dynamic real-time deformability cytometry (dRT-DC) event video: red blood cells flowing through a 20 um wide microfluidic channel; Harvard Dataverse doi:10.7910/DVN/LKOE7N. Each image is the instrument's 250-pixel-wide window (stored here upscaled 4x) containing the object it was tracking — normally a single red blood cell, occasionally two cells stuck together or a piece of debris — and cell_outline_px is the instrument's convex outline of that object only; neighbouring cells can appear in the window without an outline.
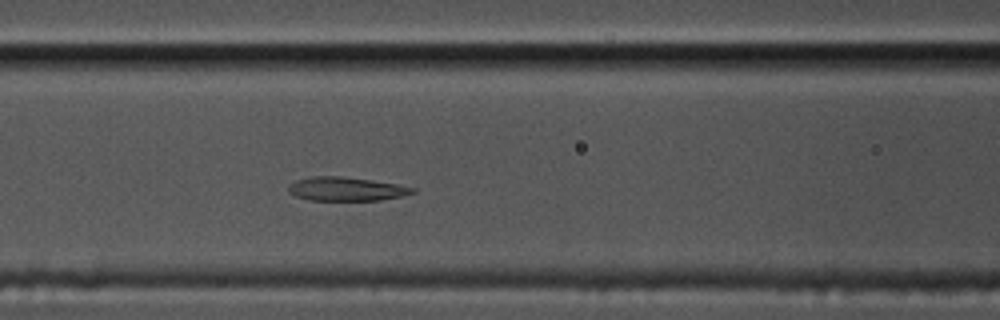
{"species": "common noctule bat (a hibernating species)", "species_latin": "Nyctalus noctula", "temperature_condition": "cold", "stored_images_in_passage": 47, "camera_frame_rate_fps": 3000, "um_per_image_px": 0.085, "animal": {"sex": "male", "body_mass_g": 17.5, "forearm_length_mm": 52.3}, "frame": {"image": 1, "passage_image": 13, "time_ms": 4.0, "image_size_px": [1000, 320], "cell_outline_px": [[416, 192], [404, 196], [380, 200], [308, 200], [296, 196], [288, 192], [288, 184], [296, 180], [312, 176], [340, 176], [396, 184], [416, 188]], "centroid_in_image_um": [29.41, 16.07], "position_along_channel_um": 137.2, "area_um2": 17.17}}
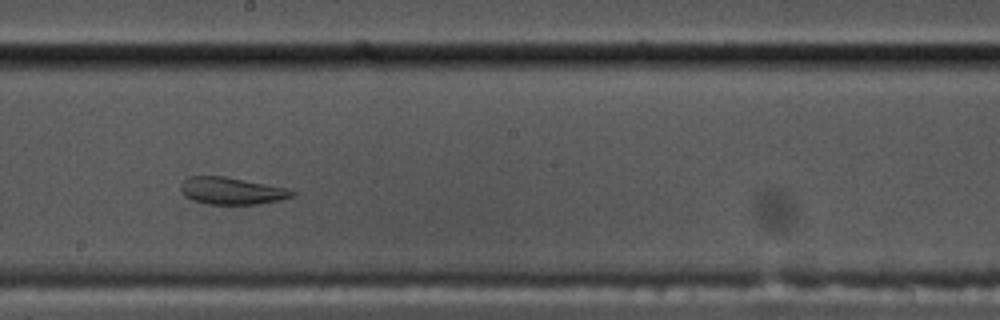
{"frame": {"image": 2, "passage_image": 21, "time_ms": 6.667, "image_size_px": [1000, 320], "cell_outline_px": [[296, 196], [280, 200], [256, 204], [204, 204], [192, 200], [184, 196], [180, 192], [180, 184], [188, 176], [224, 176], [292, 188], [296, 192]], "centroid_in_image_um": [19.72, 16.22], "position_along_channel_um": 228.5, "area_um2": 18.03}}
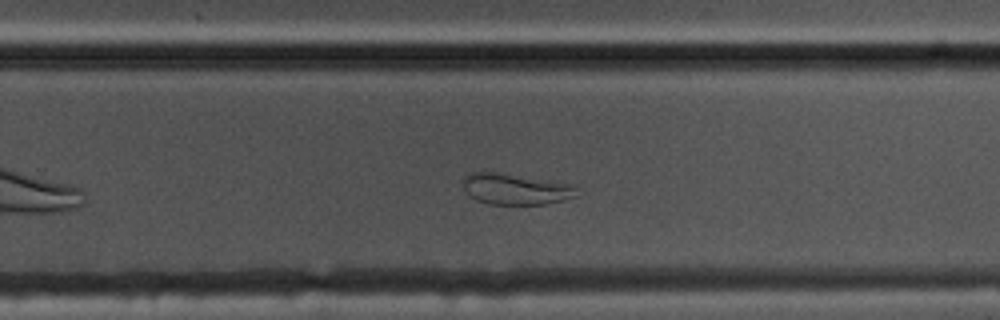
{"frame": {"image": 3, "passage_image": 26, "time_ms": 8.333, "image_size_px": [1000, 320], "cell_outline_px": [[576, 196], [564, 200], [544, 204], [488, 204], [476, 200], [468, 196], [460, 180], [464, 176], [472, 172], [496, 172], [572, 184]], "centroid_in_image_um": [43.72, 16.07], "position_along_channel_um": 286.1, "area_um2": 20.46}, "authors_computed_cell_mechanics": {"area_um2": 19.652, "velocity_mm_per_s": 3.4405, "shape_relaxation_time_tau1_ms": null, "shape_relaxation_time_tau2_ms": 0.8976, "deformation_change_tau1": null, "deformation_change_tau2": 0.0766}}